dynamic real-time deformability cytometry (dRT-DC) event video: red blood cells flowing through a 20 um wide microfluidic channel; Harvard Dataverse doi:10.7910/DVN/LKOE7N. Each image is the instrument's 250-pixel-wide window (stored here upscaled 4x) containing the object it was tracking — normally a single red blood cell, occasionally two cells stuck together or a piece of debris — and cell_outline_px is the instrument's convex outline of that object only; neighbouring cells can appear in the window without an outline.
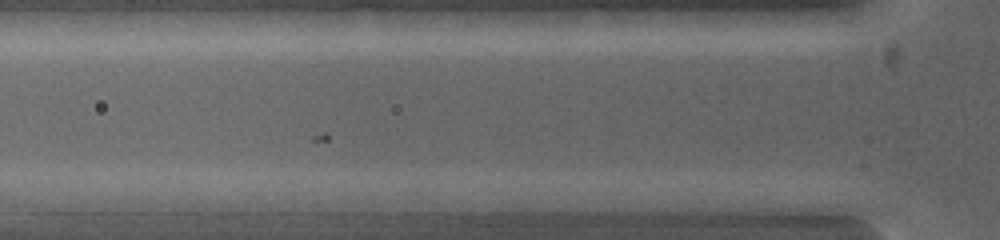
{"species": "common noctule bat (a hibernating species)", "species_latin": "Nyctalus noctula", "temperature_condition": "warm", "stored_images_in_passage": 5, "camera_frame_rate_fps": 5000, "um_per_image_px": 0.085, "animal": {"sex": "female", "body_mass_g": 19.0, "forearm_length_mm": 53.3}, "frame": {"image": 1, "passage_image": 3, "time_ms": 1.2, "image_size_px": [1000, 240], "cell_outline_px": [[568, 200], [556, 212], [472, 216], [464, 216], [412, 212], [412, 200], [432, 192], [536, 192]], "centroid_in_image_um": [41.33, 17.29], "position_along_channel_um": 84.5, "area_um2": 22.72}}